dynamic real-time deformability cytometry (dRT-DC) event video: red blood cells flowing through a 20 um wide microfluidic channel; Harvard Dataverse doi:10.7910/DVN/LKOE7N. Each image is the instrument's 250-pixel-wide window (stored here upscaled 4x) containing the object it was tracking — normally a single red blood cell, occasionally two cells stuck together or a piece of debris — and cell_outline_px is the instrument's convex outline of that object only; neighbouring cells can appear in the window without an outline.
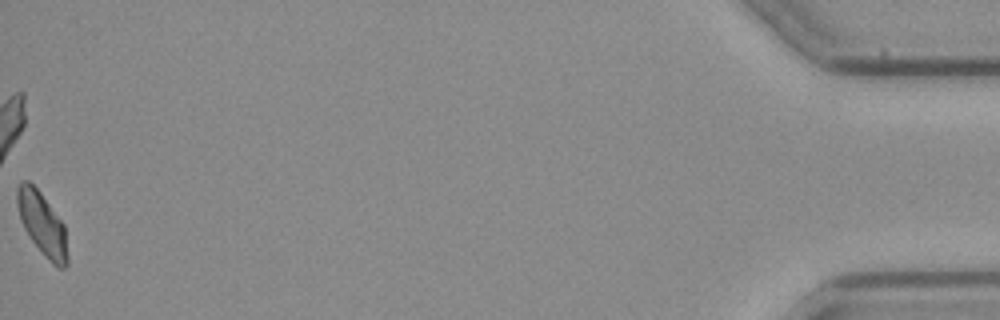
{"species": "common noctule bat (a hibernating species)", "species_latin": "Nyctalus noctula", "temperature_condition": "cold", "stored_images_in_passage": 54, "camera_frame_rate_fps": 3000, "um_per_image_px": 0.085, "animal": {"sex": "female", "body_mass_g": 21.9}, "frame": {"image": 1, "passage_image": 54, "time_ms": 17.667, "image_size_px": [1000, 320], "cell_outline_px": [[68, 264], [64, 268], [60, 268], [52, 264], [44, 256], [32, 240], [24, 228], [20, 220], [16, 204], [16, 188], [24, 180], [28, 180], [40, 192], [64, 224], [68, 256]], "centroid_in_image_um": [3.58, 19.05], "position_along_channel_um": 431.6, "area_um2": 18.5}, "authors_computed_cell_mechanics": {"area_um2": 19.1896, "velocity_mm_per_s": 3.8997, "shape_relaxation_time_tau1_ms": 4.1369, "shape_relaxation_time_tau2_ms": null, "deformation_change_tau1": 0.1041, "deformation_change_tau2": null}}